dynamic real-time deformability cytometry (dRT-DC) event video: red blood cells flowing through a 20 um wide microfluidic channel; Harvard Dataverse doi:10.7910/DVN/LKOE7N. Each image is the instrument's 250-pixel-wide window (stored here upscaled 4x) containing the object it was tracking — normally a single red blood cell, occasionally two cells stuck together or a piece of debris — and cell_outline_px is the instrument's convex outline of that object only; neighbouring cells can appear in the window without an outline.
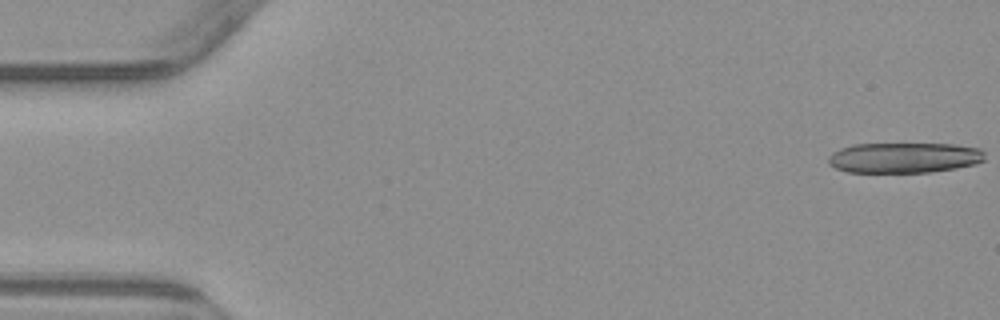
{"species": "common noctule bat (a hibernating species)", "species_latin": "Nyctalus noctula", "temperature_condition": "warm", "stored_images_in_passage": 5, "camera_frame_rate_fps": 3000, "um_per_image_px": 0.085, "animal": {"sex": "male", "body_mass_g": 23.1, "forearm_length_mm": 52.7}, "frame": {"image": 1, "passage_image": 1, "time_ms": 0.0, "image_size_px": [1000, 320], "cell_outline_px": [[984, 160], [976, 164], [956, 168], [932, 172], [848, 172], [836, 168], [828, 164], [828, 156], [832, 152], [840, 148], [852, 144], [952, 144], [980, 148], [984, 152]], "centroid_in_image_um": [76.84, 13.4], "position_along_channel_um": 8.2, "area_um2": 27.86}}
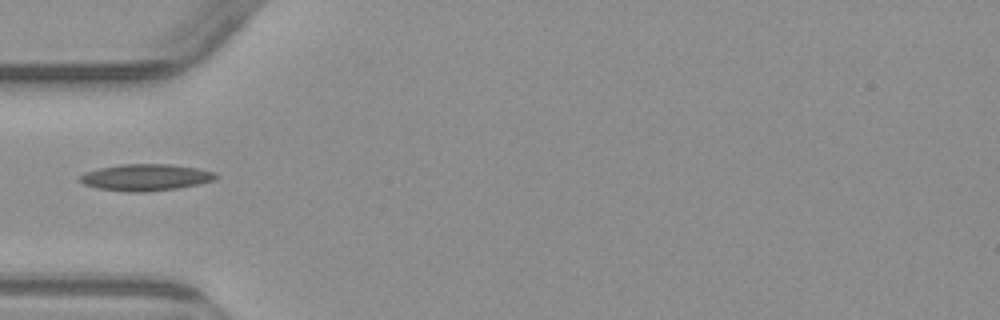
{"frame": {"image": 2, "passage_image": 5, "time_ms": 5.667, "image_size_px": [1000, 320], "cell_outline_px": [[220, 176], [212, 180], [196, 184], [176, 188], [144, 192], [128, 192], [96, 188], [84, 184], [80, 180], [80, 176], [84, 172], [100, 168], [120, 164], [172, 164], [196, 168], [216, 172]], "centroid_in_image_um": [12.37, 15.07], "position_along_channel_um": 72.6, "area_um2": 20.98}}